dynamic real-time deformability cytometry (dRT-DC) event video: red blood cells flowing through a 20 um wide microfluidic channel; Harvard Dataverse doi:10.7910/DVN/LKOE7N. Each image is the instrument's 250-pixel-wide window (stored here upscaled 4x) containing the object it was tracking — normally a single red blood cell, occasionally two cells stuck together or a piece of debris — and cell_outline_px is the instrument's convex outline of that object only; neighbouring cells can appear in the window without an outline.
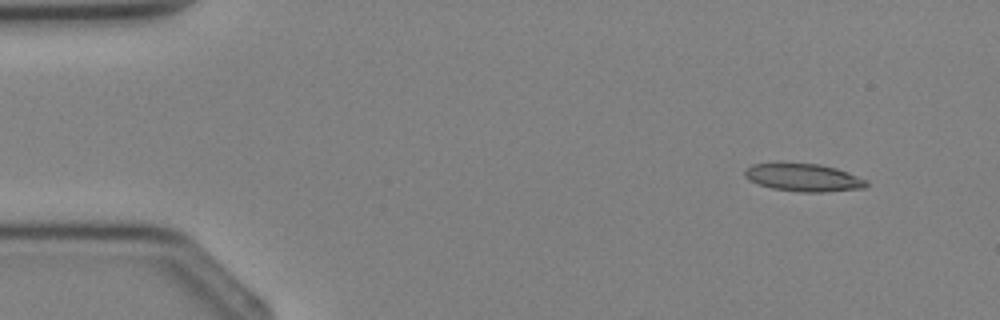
{"species": "Egyptian fruit bat (a non-hibernating species)", "species_latin": "Rousettus aegyptiacus", "temperature_condition": "cold", "stored_images_in_passage": 4, "segment_of_instrument_passage": [2, 2], "camera_frame_rate_fps": 3000, "um_per_image_px": 0.085, "animal": {"sex": "female"}, "frame": {"image": 1, "passage_image": 4, "time_ms": 3.667, "image_size_px": [1000, 320], "cell_outline_px": [[868, 184], [864, 188], [820, 192], [800, 192], [772, 188], [748, 180], [744, 176], [744, 172], [752, 164], [820, 164], [836, 168], [868, 180]], "centroid_in_image_um": [68.32, 15.1], "position_along_channel_um": 16.7, "area_um2": 19.31}}